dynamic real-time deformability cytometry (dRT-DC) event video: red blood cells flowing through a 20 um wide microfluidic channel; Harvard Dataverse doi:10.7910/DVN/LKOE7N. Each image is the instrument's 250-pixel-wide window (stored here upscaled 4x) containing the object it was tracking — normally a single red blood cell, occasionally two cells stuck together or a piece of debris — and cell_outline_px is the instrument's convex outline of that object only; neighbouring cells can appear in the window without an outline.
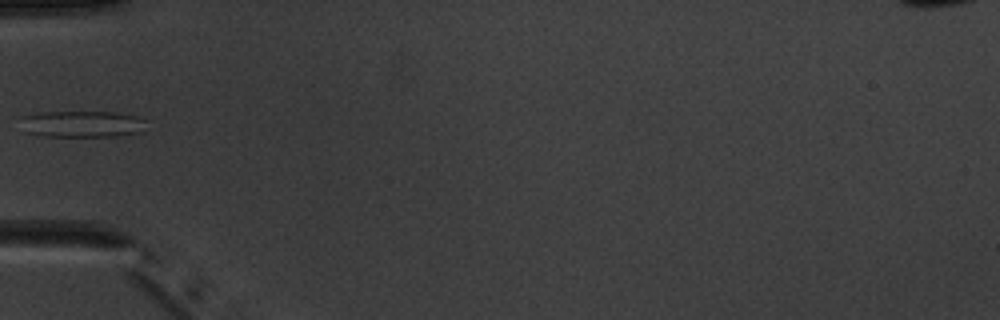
{"species": "common noctule bat (a hibernating species)", "species_latin": "Nyctalus noctula", "temperature_condition": "warm", "stored_images_in_passage": 4, "camera_frame_rate_fps": 3000, "um_per_image_px": 0.085, "animal": {"sex": "male", "body_mass_g": 20.1, "forearm_length_mm": 53.5}, "frame": {"image": 1, "passage_image": 4, "time_ms": 3.333, "image_size_px": [1000, 320], "cell_outline_px": [[144, 132], [116, 136], [44, 136], [24, 132], [20, 116], [44, 112], [112, 112], [136, 116], [144, 120]], "centroid_in_image_um": [6.96, 10.55], "position_along_channel_um": 78.0, "area_um2": 19.42}}